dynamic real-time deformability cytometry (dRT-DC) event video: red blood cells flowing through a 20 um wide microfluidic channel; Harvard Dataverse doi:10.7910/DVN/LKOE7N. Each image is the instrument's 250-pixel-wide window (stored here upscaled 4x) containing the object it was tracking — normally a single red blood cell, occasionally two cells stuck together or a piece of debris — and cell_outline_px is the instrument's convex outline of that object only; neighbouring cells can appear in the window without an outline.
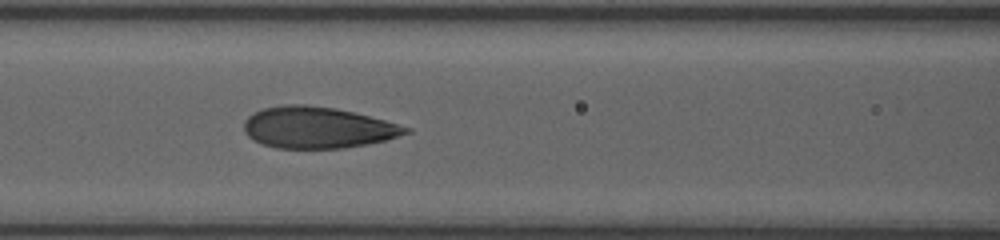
{"species": "human", "species_latin": "Homo sapiens", "temperature_condition": "room temperature", "stored_images_in_passage": 26, "camera_frame_rate_fps": 3000, "um_per_image_px": 0.085, "donor": {"sex": "female"}, "frame": {"image": 1, "passage_image": 8, "time_ms": 3.333, "image_size_px": [1000, 240], "cell_outline_px": [[412, 132], [384, 140], [368, 144], [344, 148], [276, 148], [252, 140], [244, 132], [244, 120], [252, 112], [264, 108], [288, 104], [304, 104], [332, 108], [352, 112], [384, 120], [412, 128]], "centroid_in_image_um": [26.97, 10.84], "position_along_channel_um": 139.6, "area_um2": 38.9}}
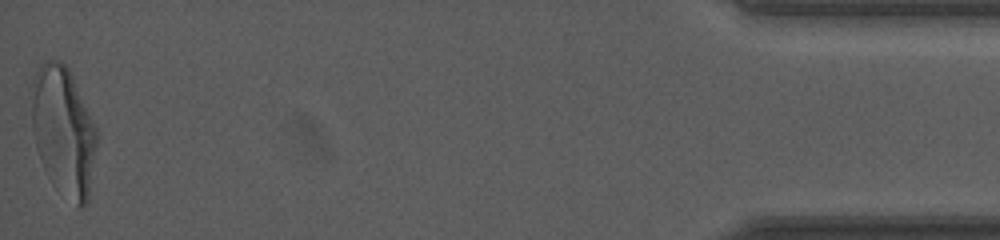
{"frame": {"image": 2, "passage_image": 26, "time_ms": 13.0, "image_size_px": [1000, 240], "cell_outline_px": [[96, 144], [88, 200], [80, 208], [44, 168], [36, 148], [32, 124], [32, 100], [36, 72], [40, 64], [44, 60], [60, 60], [68, 68], [72, 76], [96, 128]], "centroid_in_image_um": [5.39, 11.05], "position_along_channel_um": 429.8, "area_um2": 47.05}}